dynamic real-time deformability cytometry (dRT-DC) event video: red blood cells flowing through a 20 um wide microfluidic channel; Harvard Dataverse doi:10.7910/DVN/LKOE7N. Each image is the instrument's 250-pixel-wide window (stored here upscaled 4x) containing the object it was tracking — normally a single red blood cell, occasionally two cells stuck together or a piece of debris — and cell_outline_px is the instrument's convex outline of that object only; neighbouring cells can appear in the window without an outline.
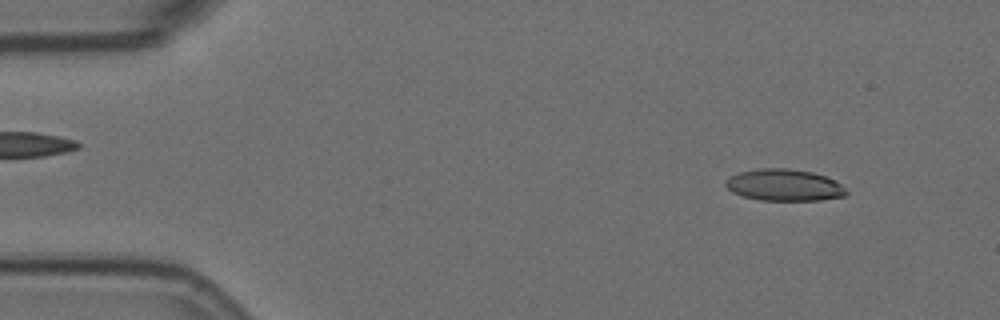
{"species": "Egyptian fruit bat (a non-hibernating species)", "species_latin": "Rousettus aegyptiacus", "temperature_condition": "room temperature", "stored_images_in_passage": 6, "camera_frame_rate_fps": 3000, "um_per_image_px": 0.085, "animal": {"sex": "female"}, "frame": {"image": 1, "passage_image": 1, "time_ms": 0.0, "image_size_px": [1000, 320], "cell_outline_px": [[848, 192], [844, 196], [820, 200], [760, 200], [744, 196], [732, 192], [724, 184], [724, 180], [740, 172], [760, 168], [788, 168], [812, 172], [824, 176], [840, 184]], "centroid_in_image_um": [66.63, 15.73], "position_along_channel_um": 18.4, "area_um2": 22.08}}
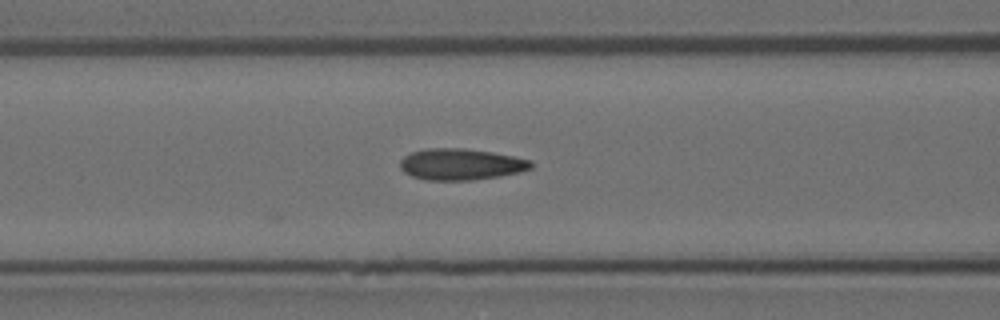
{"frame": {"image": 2, "passage_image": 6, "time_ms": 1.667, "image_size_px": [1000, 320], "cell_outline_px": [[532, 168], [520, 172], [500, 176], [472, 180], [428, 180], [412, 176], [404, 172], [400, 168], [400, 160], [404, 156], [412, 152], [424, 148], [464, 148], [492, 152], [532, 160]], "centroid_in_image_um": [39.17, 13.96], "position_along_channel_um": 127.4, "area_um2": 23.99}}